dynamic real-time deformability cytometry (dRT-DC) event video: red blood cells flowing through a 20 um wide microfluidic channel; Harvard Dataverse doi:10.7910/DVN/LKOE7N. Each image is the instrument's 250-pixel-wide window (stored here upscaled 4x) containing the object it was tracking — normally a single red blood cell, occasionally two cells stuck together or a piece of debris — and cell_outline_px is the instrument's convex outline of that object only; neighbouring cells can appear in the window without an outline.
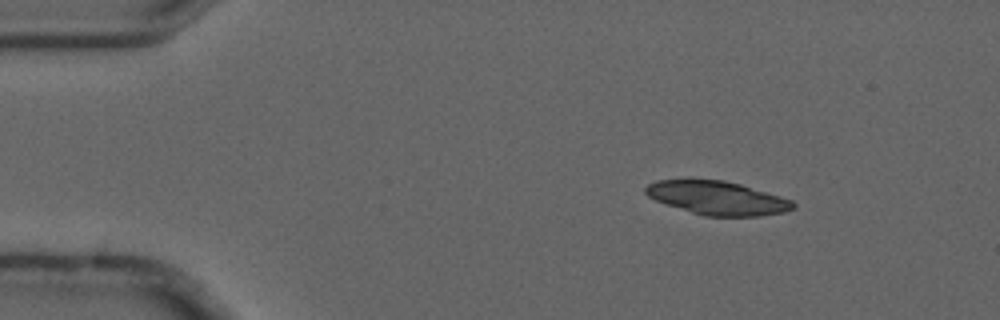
{"species": "common noctule bat (a hibernating species)", "species_latin": "Nyctalus noctula", "temperature_condition": "cold", "stored_images_in_passage": 4, "camera_frame_rate_fps": 3000, "um_per_image_px": 0.085, "animal": {"sex": "male", "forearm_length_mm": 52.5}, "frame": {"image": 1, "passage_image": 2, "time_ms": 0.333, "image_size_px": [1000, 320], "cell_outline_px": [[796, 208], [784, 212], [760, 216], [704, 216], [656, 200], [648, 196], [644, 192], [644, 188], [648, 184], [656, 180], [724, 180], [740, 184], [780, 196], [792, 200], [796, 204]], "centroid_in_image_um": [61.01, 16.83], "position_along_channel_um": 24.0, "area_um2": 28.61}}